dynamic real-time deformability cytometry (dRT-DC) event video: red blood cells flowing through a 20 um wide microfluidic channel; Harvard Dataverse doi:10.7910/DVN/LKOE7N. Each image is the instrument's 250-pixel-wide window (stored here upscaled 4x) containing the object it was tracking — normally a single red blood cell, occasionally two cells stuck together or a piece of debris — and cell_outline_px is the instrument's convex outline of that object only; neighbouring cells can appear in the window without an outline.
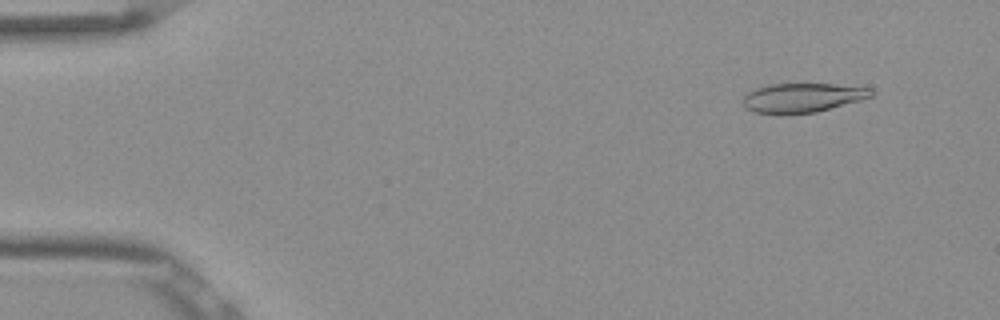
{"species": "Egyptian fruit bat (a non-hibernating species)", "species_latin": "Rousettus aegyptiacus", "temperature_condition": "room temperature", "stored_images_in_passage": 53, "camera_frame_rate_fps": 3000, "um_per_image_px": 0.085, "frame": {"image": 1, "passage_image": 5, "time_ms": 1.333, "image_size_px": [1000, 320], "cell_outline_px": [[876, 92], [872, 96], [860, 100], [816, 112], [784, 116], [780, 116], [752, 112], [744, 104], [744, 96], [748, 92], [764, 84], [832, 84], [872, 88]], "centroid_in_image_um": [68.18, 8.33], "position_along_channel_um": 16.8, "area_um2": 22.31}}
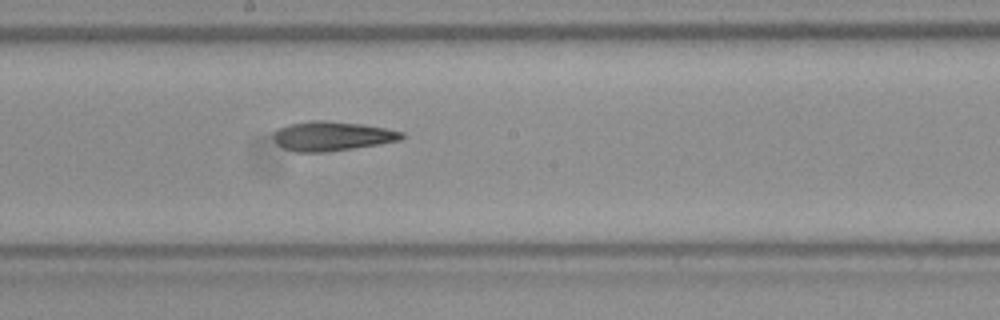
{"frame": {"image": 2, "passage_image": 29, "time_ms": 9.333, "image_size_px": [1000, 320], "cell_outline_px": [[404, 136], [400, 140], [328, 152], [296, 152], [284, 148], [276, 144], [272, 136], [280, 128], [288, 124], [312, 120], [324, 120], [360, 124], [384, 128], [404, 132]], "centroid_in_image_um": [28.18, 11.57], "position_along_channel_um": 220.0, "area_um2": 21.73}}
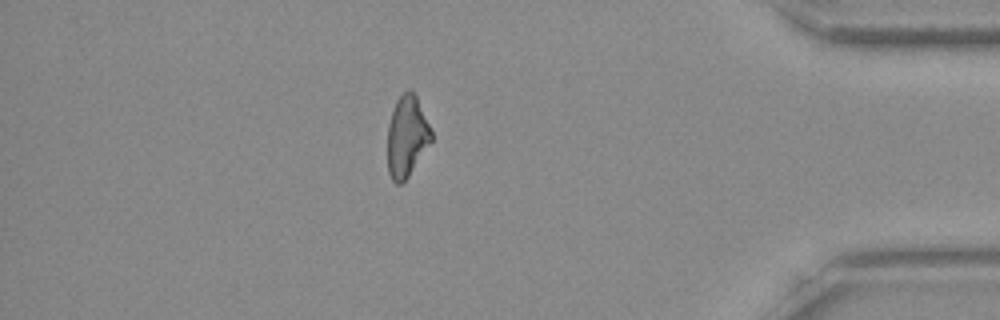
{"frame": {"image": 3, "passage_image": 46, "time_ms": 15.0, "image_size_px": [1000, 320], "cell_outline_px": [[432, 140], [408, 176], [400, 184], [396, 184], [392, 180], [388, 172], [388, 124], [392, 108], [396, 100], [408, 88], [416, 96], [432, 132]], "centroid_in_image_um": [34.56, 11.59], "position_along_channel_um": 400.6, "area_um2": 20.46}, "authors_computed_cell_mechanics": {"area_um2": 22.253, "velocity_mm_per_s": 3.846, "shape_relaxation_time_tau1_ms": 6.7589, "shape_relaxation_time_tau2_ms": 4.6156, "deformation_change_tau1": 0.202, "deformation_change_tau2": 0.1604}}